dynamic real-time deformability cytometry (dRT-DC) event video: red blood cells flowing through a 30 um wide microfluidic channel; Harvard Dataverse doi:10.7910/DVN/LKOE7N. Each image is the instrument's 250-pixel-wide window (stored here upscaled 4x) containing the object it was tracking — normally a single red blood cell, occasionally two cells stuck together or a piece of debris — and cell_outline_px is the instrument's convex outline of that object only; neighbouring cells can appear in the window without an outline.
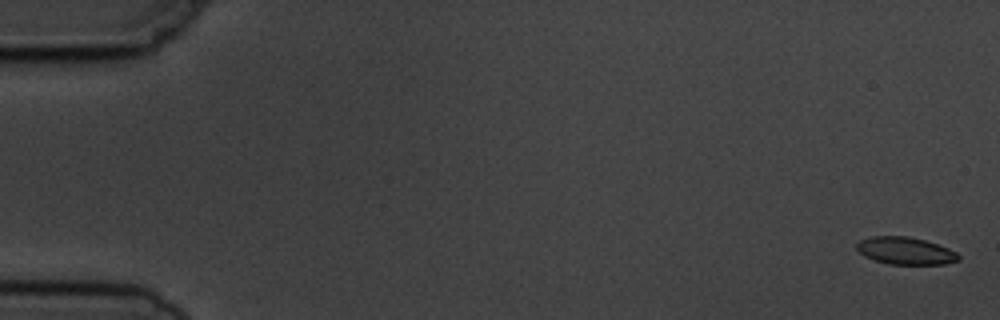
{"species": "common noctule bat (a hibernating species)", "species_latin": "Nyctalus noctula", "temperature_condition": "cold", "stored_images_in_passage": 6, "camera_frame_rate_fps": 3000, "um_per_image_px": 0.085, "animal": {"sex": "male", "body_mass_g": 19.5, "forearm_length_mm": 54.6}, "frame": {"image": 1, "passage_image": 1, "time_ms": 0.0, "image_size_px": [1000, 320], "cell_outline_px": [[960, 260], [944, 264], [888, 264], [864, 256], [856, 248], [856, 244], [860, 240], [872, 236], [908, 236], [924, 240], [948, 248], [956, 252], [960, 256]], "centroid_in_image_um": [76.96, 21.32], "position_along_channel_um": 8.0, "area_um2": 16.13}}
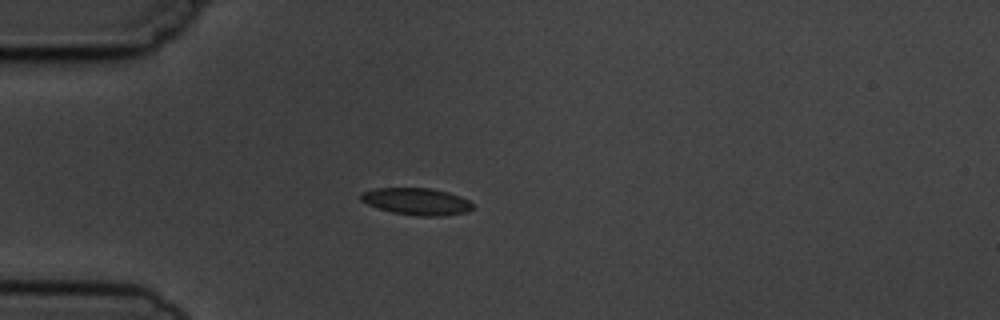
{"frame": {"image": 2, "passage_image": 5, "time_ms": 4.667, "image_size_px": [1000, 320], "cell_outline_px": [[472, 208], [468, 212], [444, 216], [416, 216], [392, 212], [368, 204], [360, 200], [360, 196], [364, 192], [376, 188], [432, 188], [448, 192], [460, 196], [468, 200], [472, 204]], "centroid_in_image_um": [35.44, 17.13], "position_along_channel_um": 49.6, "area_um2": 17.51}}